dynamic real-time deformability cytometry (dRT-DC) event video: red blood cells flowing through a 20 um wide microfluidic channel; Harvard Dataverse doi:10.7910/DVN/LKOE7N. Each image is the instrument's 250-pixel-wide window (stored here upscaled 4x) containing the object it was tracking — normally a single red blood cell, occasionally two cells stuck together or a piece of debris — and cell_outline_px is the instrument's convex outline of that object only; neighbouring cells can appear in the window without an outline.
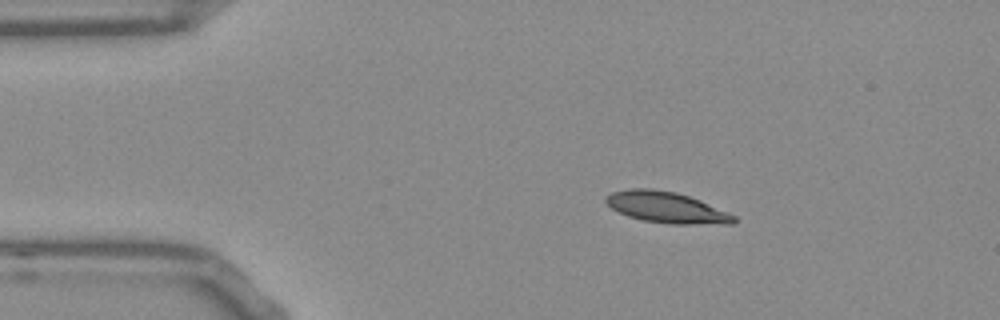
{"species": "Egyptian fruit bat (a non-hibernating species)", "species_latin": "Rousettus aegyptiacus", "temperature_condition": "room temperature", "stored_images_in_passage": 45, "camera_frame_rate_fps": 3000, "um_per_image_px": 0.085, "frame": {"image": 1, "passage_image": 1, "time_ms": 0.0, "image_size_px": [1000, 320], "cell_outline_px": [[736, 220], [732, 224], [668, 224], [644, 220], [628, 216], [612, 208], [604, 200], [604, 196], [612, 192], [632, 188], [652, 188], [676, 192], [700, 200], [728, 212], [736, 216]], "centroid_in_image_um": [56.65, 17.62], "position_along_channel_um": 28.3, "area_um2": 23.18}}
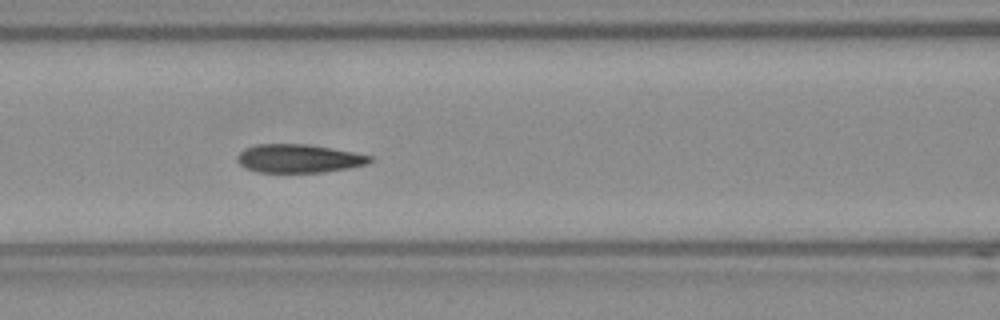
{"frame": {"image": 2, "passage_image": 14, "time_ms": 4.333, "image_size_px": [1000, 320], "cell_outline_px": [[372, 160], [368, 164], [348, 168], [324, 172], [256, 172], [244, 168], [236, 160], [236, 156], [244, 148], [256, 144], [308, 144], [352, 152], [372, 156]], "centroid_in_image_um": [25.35, 13.47], "position_along_channel_um": 141.3, "area_um2": 22.02}}
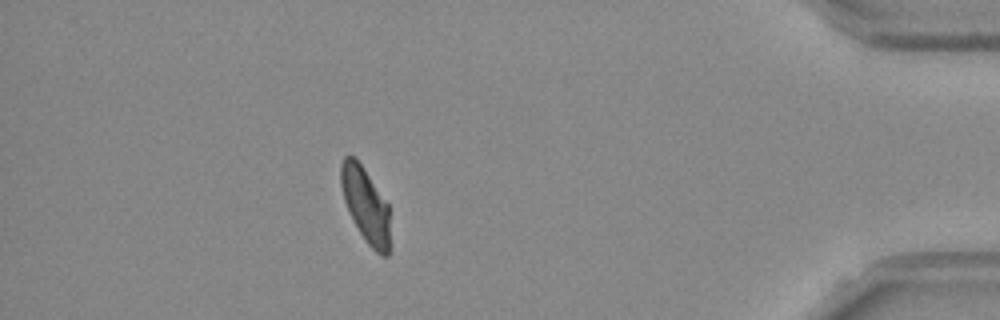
{"frame": {"image": 3, "passage_image": 39, "time_ms": 12.667, "image_size_px": [1000, 320], "cell_outline_px": [[388, 256], [380, 256], [368, 244], [360, 232], [344, 200], [340, 184], [340, 164], [344, 156], [352, 156], [360, 164], [388, 204]], "centroid_in_image_um": [31.05, 17.4], "position_along_channel_um": 404.2, "area_um2": 20.63}, "authors_computed_cell_mechanics": {"area_um2": 22.6576, "velocity_mm_per_s": 3.7759, "shape_relaxation_time_tau1_ms": 5.4112, "shape_relaxation_time_tau2_ms": 1.1778, "deformation_change_tau1": 0.1623, "deformation_change_tau2": 0.0608}}